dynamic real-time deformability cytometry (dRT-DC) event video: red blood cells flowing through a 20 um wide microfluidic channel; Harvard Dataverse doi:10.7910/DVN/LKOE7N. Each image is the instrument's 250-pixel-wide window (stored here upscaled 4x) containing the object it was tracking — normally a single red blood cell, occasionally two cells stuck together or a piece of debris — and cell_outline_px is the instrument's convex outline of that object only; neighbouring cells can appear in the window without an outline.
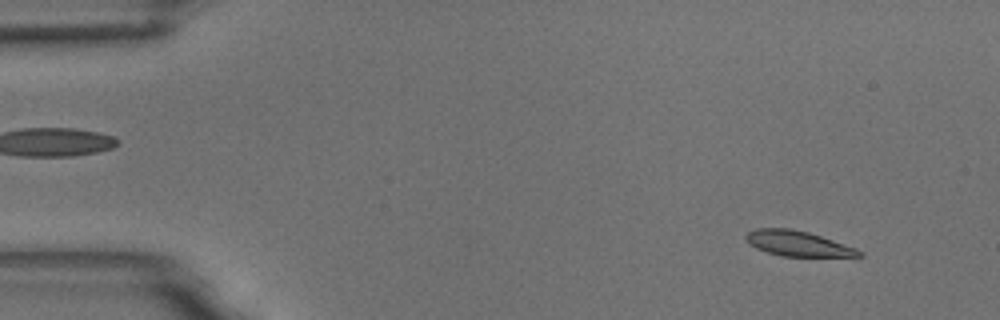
{"species": "common noctule bat (a hibernating species)", "species_latin": "Nyctalus noctula", "temperature_condition": "room temperature", "stored_images_in_passage": 56, "camera_frame_rate_fps": 3000, "um_per_image_px": 0.085, "animal": {"sex": "male", "body_mass_g": 18.8}, "frame": {"image": 1, "passage_image": 5, "time_ms": 1.333, "image_size_px": [1000, 320], "cell_outline_px": [[864, 256], [780, 256], [756, 248], [744, 236], [748, 232], [756, 228], [792, 228], [808, 232], [856, 248], [864, 252]], "centroid_in_image_um": [67.83, 20.69], "position_along_channel_um": 17.2, "area_um2": 16.42}}
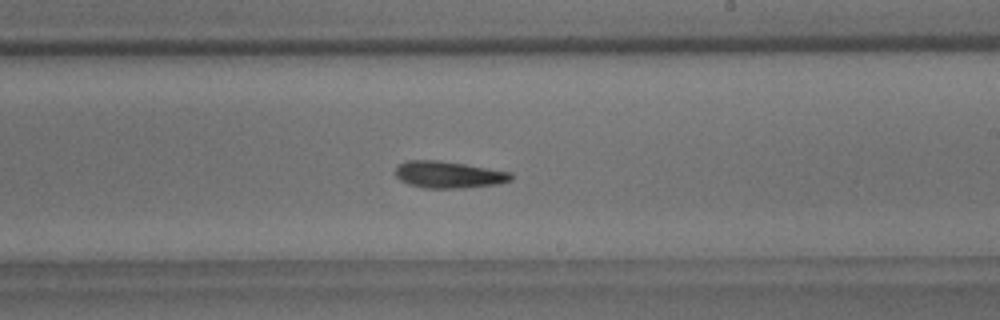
{"frame": {"image": 2, "passage_image": 33, "time_ms": 10.667, "image_size_px": [1000, 320], "cell_outline_px": [[512, 180], [500, 184], [464, 188], [424, 188], [408, 184], [400, 180], [396, 176], [396, 168], [400, 164], [408, 160], [436, 160], [464, 164], [512, 172]], "centroid_in_image_um": [38.16, 14.85], "position_along_channel_um": 250.8, "area_um2": 18.09}}
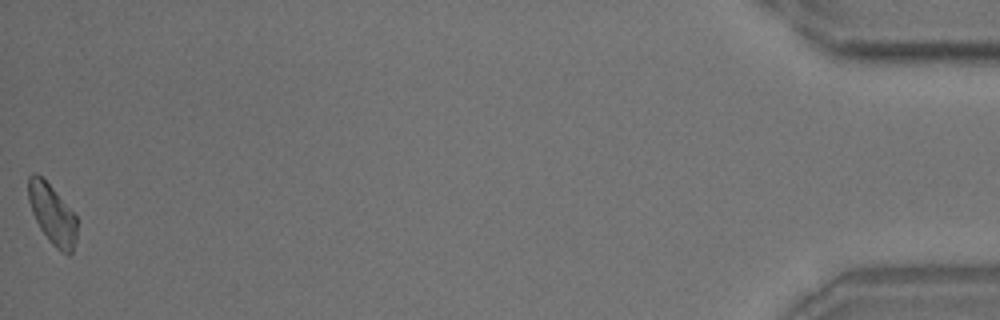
{"frame": {"image": 3, "passage_image": 56, "time_ms": 18.333, "image_size_px": [1000, 320], "cell_outline_px": [[76, 240], [72, 252], [68, 256], [60, 252], [48, 240], [40, 228], [32, 212], [28, 200], [28, 176], [32, 172], [36, 172], [52, 188], [76, 216]], "centroid_in_image_um": [4.43, 18.24], "position_along_channel_um": 430.8, "area_um2": 16.82}, "authors_computed_cell_mechanics": {"area_um2": 17.4845, "velocity_mm_per_s": 3.6125, "shape_relaxation_time_tau1_ms": 6.0413, "shape_relaxation_time_tau2_ms": 5.9278, "deformation_change_tau1": 0.1588, "deformation_change_tau2": 0.1255}}